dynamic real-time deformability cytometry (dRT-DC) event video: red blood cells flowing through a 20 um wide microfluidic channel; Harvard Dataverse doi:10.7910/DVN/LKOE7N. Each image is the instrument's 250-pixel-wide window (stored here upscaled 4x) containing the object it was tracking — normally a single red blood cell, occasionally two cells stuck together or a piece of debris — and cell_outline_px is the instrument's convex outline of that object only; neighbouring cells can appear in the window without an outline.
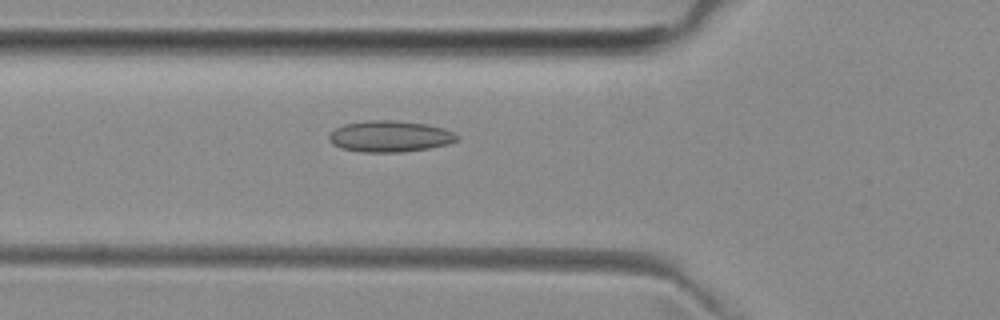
{"species": "common noctule bat (a hibernating species)", "species_latin": "Nyctalus noctula", "temperature_condition": "room temperature", "stored_images_in_passage": 34, "camera_frame_rate_fps": 3000, "um_per_image_px": 0.085, "animal": {"sex": "female", "body_mass_g": 29.2, "forearm_length_mm": 56.3}, "frame": {"image": 1, "passage_image": 8, "time_ms": 2.333, "image_size_px": [1000, 320], "cell_outline_px": [[460, 136], [456, 140], [448, 144], [428, 148], [400, 152], [360, 152], [340, 148], [332, 144], [328, 140], [328, 136], [336, 128], [344, 124], [364, 120], [392, 120], [428, 124], [444, 128]], "centroid_in_image_um": [33.11, 11.58], "position_along_channel_um": 92.7, "area_um2": 23.41}}
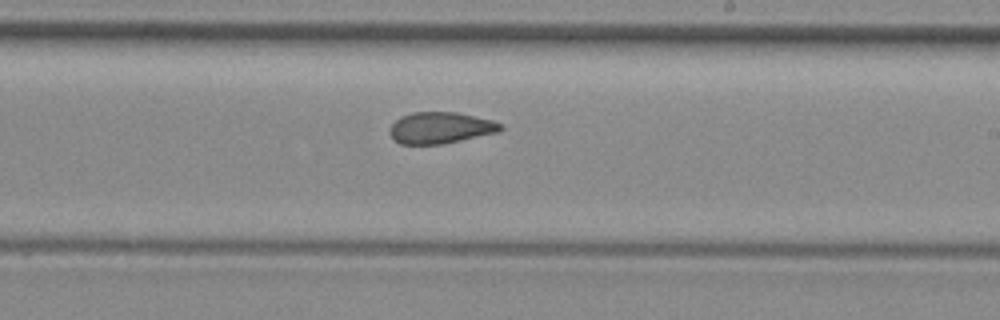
{"frame": {"image": 2, "passage_image": 20, "time_ms": 6.333, "image_size_px": [1000, 320], "cell_outline_px": [[504, 128], [496, 132], [460, 140], [440, 144], [400, 144], [388, 132], [392, 124], [400, 116], [412, 112], [456, 112], [492, 120], [500, 124]], "centroid_in_image_um": [37.4, 10.85], "position_along_channel_um": 251.6, "area_um2": 20.0}}
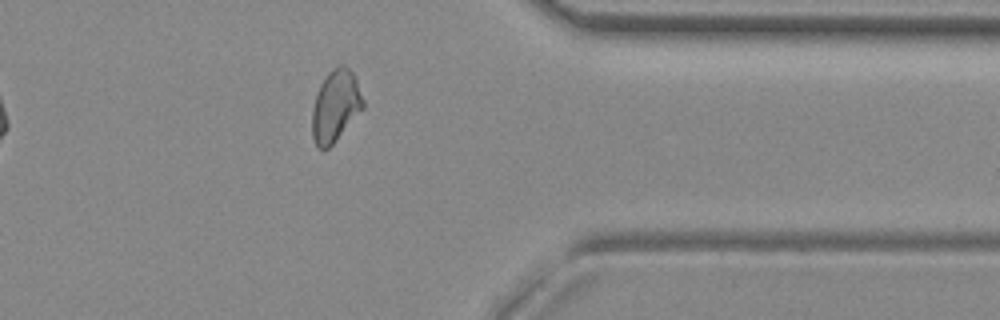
{"frame": {"image": 3, "passage_image": 31, "time_ms": 10.0, "image_size_px": [1000, 320], "cell_outline_px": [[364, 108], [332, 144], [328, 148], [316, 148], [312, 136], [312, 112], [316, 96], [320, 84], [328, 72], [332, 68], [340, 64], [344, 64], [352, 72], [356, 80], [364, 100]], "centroid_in_image_um": [28.51, 8.99], "position_along_channel_um": 382.9, "area_um2": 21.15}, "authors_computed_cell_mechanics": {"area_um2": 21.097, "velocity_mm_per_s": 3.9783, "shape_relaxation_time_tau1_ms": null, "shape_relaxation_time_tau2_ms": 1.6194, "deformation_change_tau1": null, "deformation_change_tau2": 0.0776}}